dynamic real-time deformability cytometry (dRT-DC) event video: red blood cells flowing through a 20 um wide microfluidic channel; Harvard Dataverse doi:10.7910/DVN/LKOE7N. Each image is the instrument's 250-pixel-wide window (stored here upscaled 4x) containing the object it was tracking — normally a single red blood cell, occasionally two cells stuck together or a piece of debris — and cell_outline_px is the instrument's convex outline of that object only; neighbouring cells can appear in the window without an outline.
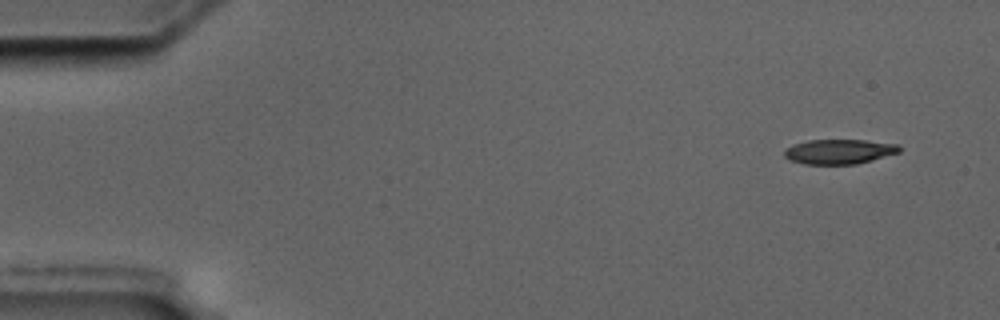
{"species": "common noctule bat (a hibernating species)", "species_latin": "Nyctalus noctula", "temperature_condition": "cold", "stored_images_in_passage": 4, "camera_frame_rate_fps": 3000, "um_per_image_px": 0.085, "animal": {"sex": "male", "body_mass_g": 17.5, "forearm_length_mm": 52.3}, "frame": {"image": 1, "passage_image": 1, "time_ms": 0.0, "image_size_px": [1000, 320], "cell_outline_px": [[900, 152], [872, 160], [856, 164], [804, 164], [788, 160], [784, 156], [784, 148], [792, 144], [808, 140], [864, 140], [900, 144]], "centroid_in_image_um": [71.29, 12.88], "position_along_channel_um": 13.7, "area_um2": 16.76}}